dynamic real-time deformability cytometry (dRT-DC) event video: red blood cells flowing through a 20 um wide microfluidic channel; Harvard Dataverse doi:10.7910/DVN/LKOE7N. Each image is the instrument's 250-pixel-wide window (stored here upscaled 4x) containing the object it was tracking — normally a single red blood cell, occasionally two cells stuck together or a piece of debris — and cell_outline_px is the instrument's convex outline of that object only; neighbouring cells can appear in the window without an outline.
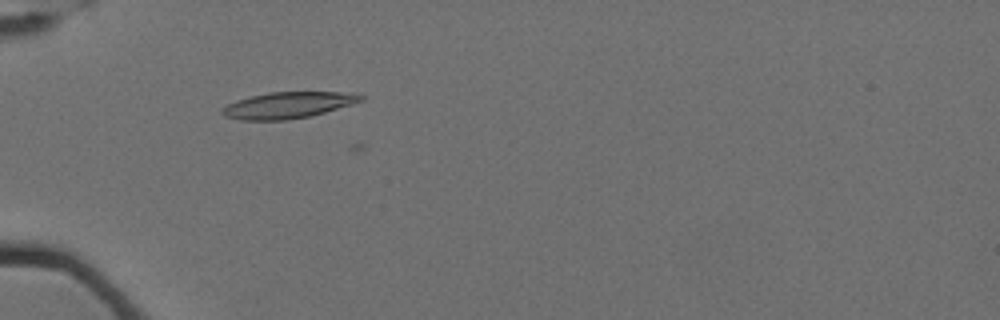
{"species": "Egyptian fruit bat (a non-hibernating species)", "species_latin": "Rousettus aegyptiacus", "temperature_condition": "cold", "stored_images_in_passage": 8, "camera_frame_rate_fps": 3000, "um_per_image_px": 0.085, "animal": {"sex": "female"}, "frame": {"image": 1, "passage_image": 7, "time_ms": 2.0, "image_size_px": [1000, 320], "cell_outline_px": [[364, 100], [352, 104], [324, 112], [308, 116], [284, 120], [240, 120], [224, 116], [220, 112], [220, 108], [236, 100], [268, 92], [340, 92], [364, 96]], "centroid_in_image_um": [24.41, 8.94], "position_along_channel_um": 60.6, "area_um2": 21.04}}